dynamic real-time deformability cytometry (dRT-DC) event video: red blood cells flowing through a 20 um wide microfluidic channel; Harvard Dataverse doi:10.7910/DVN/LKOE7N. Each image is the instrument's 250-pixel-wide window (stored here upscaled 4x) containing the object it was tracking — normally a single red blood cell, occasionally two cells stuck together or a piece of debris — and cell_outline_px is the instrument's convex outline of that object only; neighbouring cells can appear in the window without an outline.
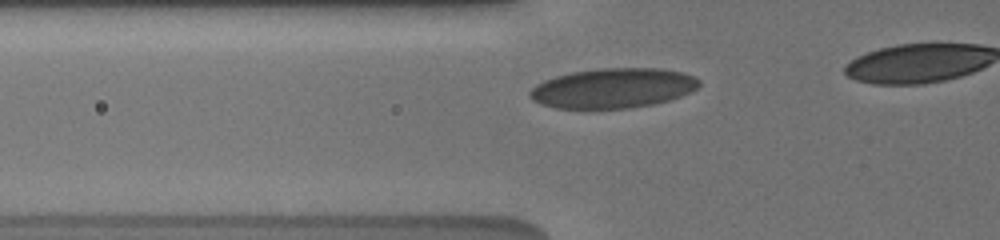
{"species": "human", "species_latin": "Homo sapiens", "temperature_condition": "cold", "stored_images_in_passage": 14, "segment_of_instrument_passage": [1, 2], "camera_frame_rate_fps": 3000, "um_per_image_px": 0.085, "donor": {"sex": "male"}, "frame": {"image": 1, "passage_image": 6, "time_ms": 2.667, "image_size_px": [1000, 240], "cell_outline_px": [[700, 84], [696, 88], [680, 96], [668, 100], [652, 104], [628, 108], [556, 108], [540, 104], [532, 100], [528, 96], [528, 92], [536, 84], [544, 80], [556, 76], [572, 72], [600, 68], [660, 68], [680, 72], [692, 76], [700, 80]], "centroid_in_image_um": [52.05, 7.49], "position_along_channel_um": 73.7, "area_um2": 39.13}}
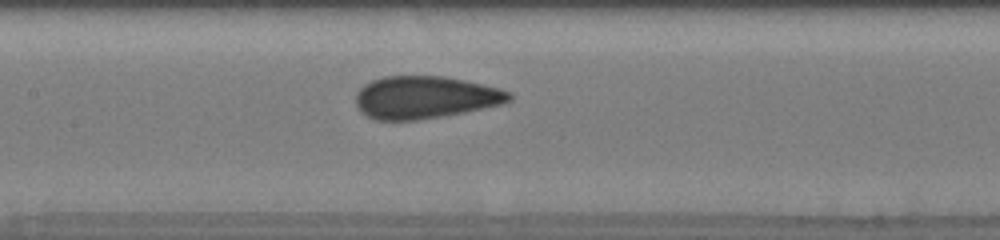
{"frame": {"image": 2, "passage_image": 10, "time_ms": 5.333, "image_size_px": [1000, 240], "cell_outline_px": [[512, 100], [500, 104], [464, 112], [416, 120], [376, 120], [360, 112], [356, 104], [356, 92], [364, 84], [372, 80], [384, 76], [444, 76], [464, 80], [500, 88], [512, 92]], "centroid_in_image_um": [36.11, 8.27], "position_along_channel_um": 171.3, "area_um2": 37.92}}
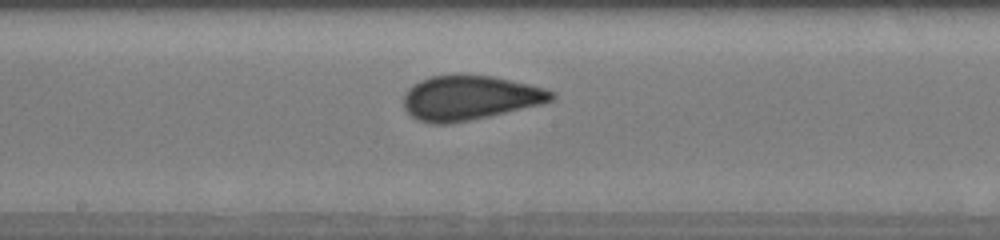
{"frame": {"image": 3, "passage_image": 12, "time_ms": 6.333, "image_size_px": [1000, 240], "cell_outline_px": [[556, 96], [552, 100], [540, 104], [488, 116], [448, 124], [432, 124], [420, 120], [412, 116], [404, 108], [404, 92], [412, 84], [420, 80], [432, 76], [492, 76], [528, 84], [544, 88], [556, 92]], "centroid_in_image_um": [39.91, 8.32], "position_along_channel_um": 208.3, "area_um2": 37.8}}